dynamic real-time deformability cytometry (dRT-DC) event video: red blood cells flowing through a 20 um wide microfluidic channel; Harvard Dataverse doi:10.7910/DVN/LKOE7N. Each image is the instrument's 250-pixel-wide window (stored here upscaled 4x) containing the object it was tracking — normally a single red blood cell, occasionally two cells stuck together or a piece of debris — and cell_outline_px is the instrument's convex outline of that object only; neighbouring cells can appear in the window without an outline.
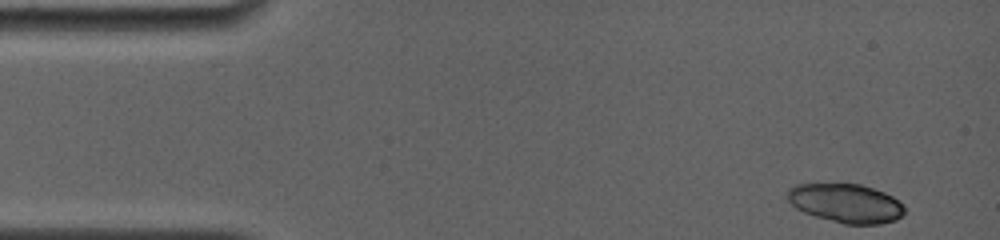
{"species": "common noctule bat (a hibernating species)", "species_latin": "Nyctalus noctula", "temperature_condition": "room temperature", "stored_images_in_passage": 7, "camera_frame_rate_fps": 4000, "um_per_image_px": 0.085, "animal": {"sex": "female", "body_mass_g": 19.0, "forearm_length_mm": 56.7}, "frame": {"image": 1, "passage_image": 1, "time_ms": 0.0, "image_size_px": [1000, 240], "cell_outline_px": [[904, 212], [896, 220], [880, 224], [844, 224], [816, 216], [804, 212], [796, 208], [788, 200], [788, 188], [796, 184], [860, 184], [884, 192], [892, 196], [904, 204]], "centroid_in_image_um": [71.91, 17.27], "position_along_channel_um": 13.1, "area_um2": 26.41}}